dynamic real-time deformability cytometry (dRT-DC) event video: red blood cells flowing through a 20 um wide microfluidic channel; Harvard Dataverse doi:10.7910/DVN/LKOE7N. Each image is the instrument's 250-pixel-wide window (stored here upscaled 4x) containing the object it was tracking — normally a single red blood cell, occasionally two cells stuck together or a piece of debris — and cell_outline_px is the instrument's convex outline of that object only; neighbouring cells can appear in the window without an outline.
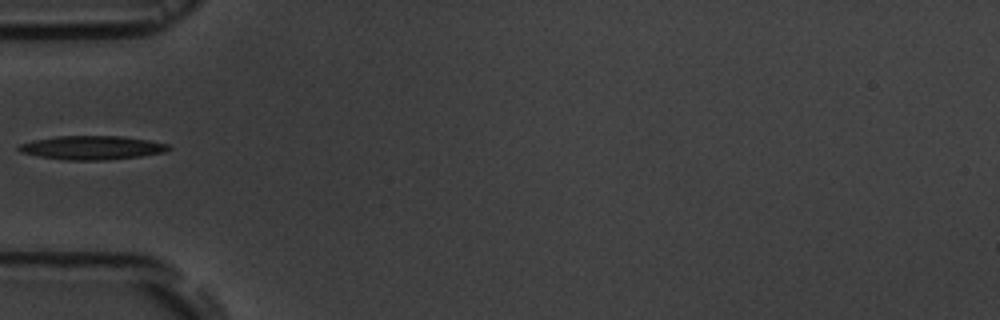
{"species": "common noctule bat (a hibernating species)", "species_latin": "Nyctalus noctula", "temperature_condition": "room temperature", "stored_images_in_passage": 5, "camera_frame_rate_fps": 3000, "um_per_image_px": 0.085, "animal": {"sex": "male", "body_mass_g": 19.5, "forearm_length_mm": 54.6}, "frame": {"image": 1, "passage_image": 4, "time_ms": 3.667, "image_size_px": [1000, 320], "cell_outline_px": [[172, 148], [164, 152], [140, 156], [104, 160], [68, 160], [40, 156], [20, 152], [16, 148], [16, 144], [32, 140], [56, 136], [120, 136], [148, 140], [168, 144]], "centroid_in_image_um": [7.77, 12.54], "position_along_channel_um": 77.2, "area_um2": 20.75}}
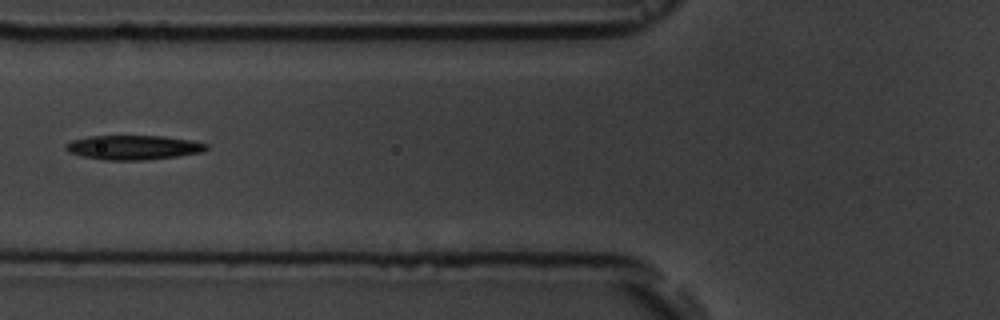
{"frame": {"image": 2, "passage_image": 5, "time_ms": 4.667, "image_size_px": [1000, 320], "cell_outline_px": [[208, 148], [200, 152], [176, 156], [144, 160], [104, 160], [84, 156], [68, 152], [64, 148], [64, 144], [72, 140], [88, 136], [164, 136], [192, 140], [208, 144]], "centroid_in_image_um": [11.31, 12.52], "position_along_channel_um": 114.5, "area_um2": 19.94}}